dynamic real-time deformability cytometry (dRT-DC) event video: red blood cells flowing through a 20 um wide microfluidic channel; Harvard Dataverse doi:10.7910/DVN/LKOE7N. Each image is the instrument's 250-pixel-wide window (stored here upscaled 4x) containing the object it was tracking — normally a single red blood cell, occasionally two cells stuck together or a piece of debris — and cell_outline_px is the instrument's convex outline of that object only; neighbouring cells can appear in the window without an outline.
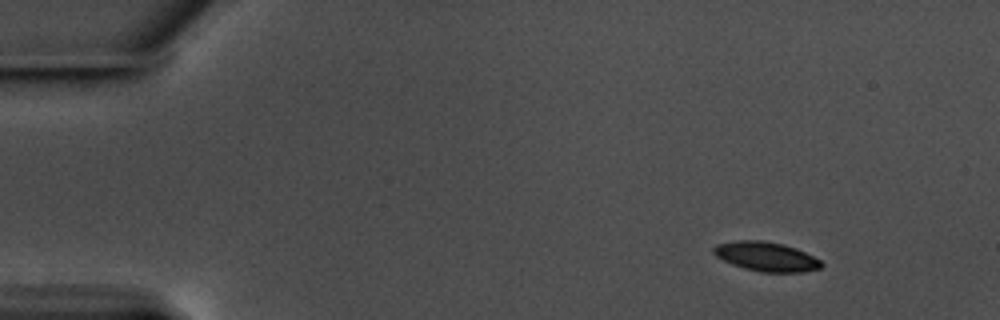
{"species": "common noctule bat (a hibernating species)", "species_latin": "Nyctalus noctula", "temperature_condition": "warm", "stored_images_in_passage": 52, "camera_frame_rate_fps": 3000, "um_per_image_px": 0.085, "animal": {"sex": "male", "body_mass_g": 17.5, "forearm_length_mm": 52.3}, "frame": {"image": 1, "passage_image": 1, "time_ms": 0.0, "image_size_px": [1000, 320], "cell_outline_px": [[824, 264], [820, 268], [804, 272], [760, 272], [744, 268], [732, 264], [716, 256], [712, 252], [712, 248], [716, 244], [736, 240], [760, 240], [784, 244], [796, 248], [820, 260]], "centroid_in_image_um": [65.11, 21.8], "position_along_channel_um": 19.9, "area_um2": 18.44}}
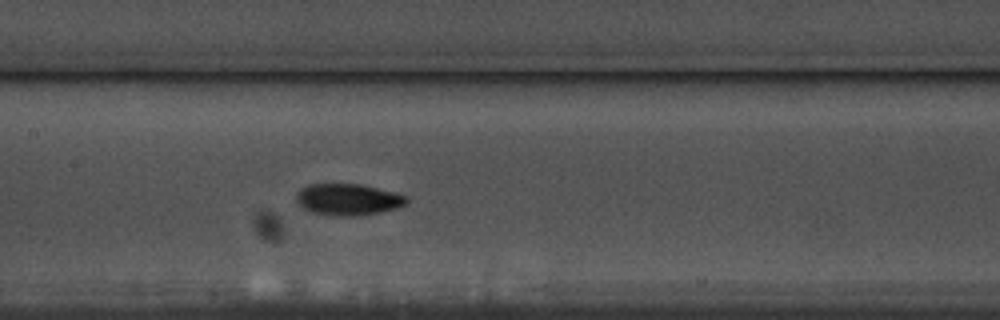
{"frame": {"image": 2, "passage_image": 23, "time_ms": 7.333, "image_size_px": [1000, 320], "cell_outline_px": [[408, 204], [396, 208], [364, 216], [336, 216], [312, 212], [304, 208], [296, 200], [296, 192], [300, 188], [308, 184], [360, 184], [396, 192], [408, 196]], "centroid_in_image_um": [29.62, 16.95], "position_along_channel_um": 177.8, "area_um2": 20.52}}
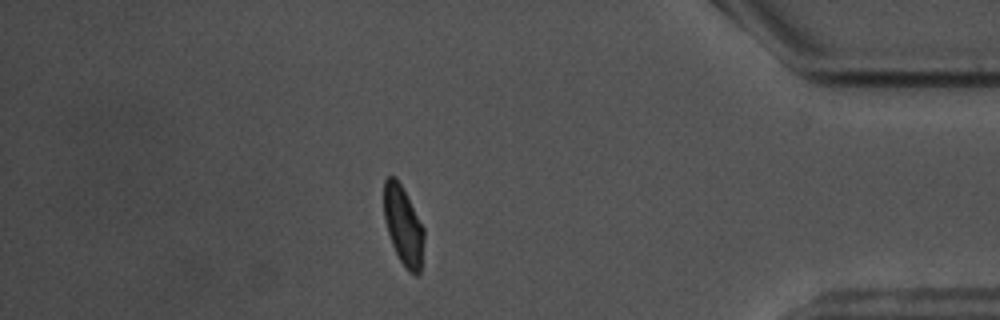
{"frame": {"image": 3, "passage_image": 45, "time_ms": 14.667, "image_size_px": [1000, 320], "cell_outline_px": [[424, 240], [420, 272], [416, 276], [408, 272], [400, 260], [392, 244], [384, 220], [384, 180], [388, 176], [396, 176], [424, 228]], "centroid_in_image_um": [34.28, 19.19], "position_along_channel_um": 400.9, "area_um2": 18.32}, "authors_computed_cell_mechanics": {"area_um2": 19.1029, "velocity_mm_per_s": 3.5357, "shape_relaxation_time_tau1_ms": 4.6909, "shape_relaxation_time_tau2_ms": 2.0811, "deformation_change_tau1": 0.1499, "deformation_change_tau2": 0.0632}}